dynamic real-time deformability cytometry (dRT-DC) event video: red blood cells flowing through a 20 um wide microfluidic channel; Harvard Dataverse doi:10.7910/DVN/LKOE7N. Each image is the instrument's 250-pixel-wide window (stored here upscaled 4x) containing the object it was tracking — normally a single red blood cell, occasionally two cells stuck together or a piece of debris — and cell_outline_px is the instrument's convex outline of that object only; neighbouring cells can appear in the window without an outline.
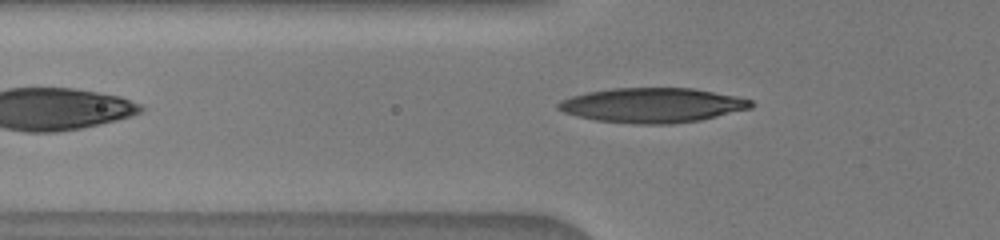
{"species": "human", "species_latin": "Homo sapiens", "temperature_condition": "warm", "stored_images_in_passage": 11, "camera_frame_rate_fps": 3000, "um_per_image_px": 0.085, "donor": {"sex": "male"}, "frame": {"image": 1, "passage_image": 11, "time_ms": 6.0, "image_size_px": [1000, 240], "cell_outline_px": [[752, 108], [700, 120], [672, 124], [632, 124], [596, 120], [576, 116], [564, 112], [556, 108], [556, 104], [560, 100], [572, 96], [588, 92], [612, 88], [692, 88], [736, 96], [752, 100]], "centroid_in_image_um": [55.43, 8.95], "position_along_channel_um": 70.4, "area_um2": 39.02}}